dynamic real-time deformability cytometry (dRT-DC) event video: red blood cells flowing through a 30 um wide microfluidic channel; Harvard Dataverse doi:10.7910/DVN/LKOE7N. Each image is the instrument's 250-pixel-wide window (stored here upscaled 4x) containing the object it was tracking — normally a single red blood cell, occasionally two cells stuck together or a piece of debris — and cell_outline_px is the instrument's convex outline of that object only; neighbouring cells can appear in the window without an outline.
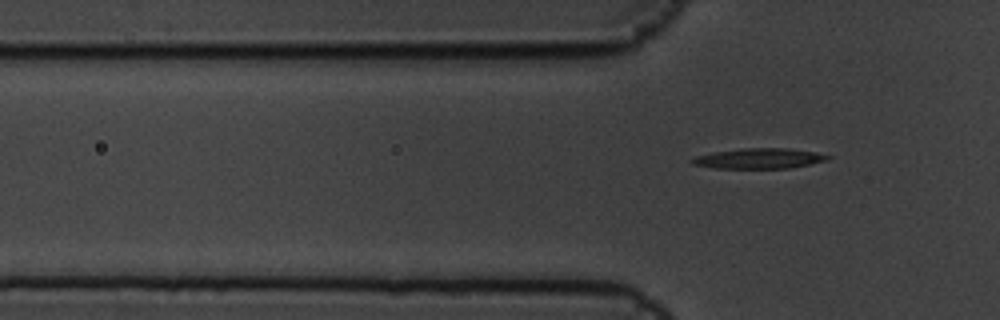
{"species": "common noctule bat (a hibernating species)", "species_latin": "Nyctalus noctula", "temperature_condition": "cold", "stored_images_in_passage": 4, "segment_of_instrument_passage": [2, 2], "camera_frame_rate_fps": 3000, "um_per_image_px": 0.085, "animal": {"sex": "male", "body_mass_g": 19.5, "forearm_length_mm": 54.6}, "frame": {"image": 1, "passage_image": 4, "time_ms": 1.0, "image_size_px": [1000, 320], "cell_outline_px": [[832, 156], [824, 160], [808, 164], [788, 168], [716, 168], [692, 164], [688, 160], [696, 156], [716, 152], [744, 148], [788, 148], [816, 152]], "centroid_in_image_um": [64.49, 13.46], "position_along_channel_um": 61.3, "area_um2": 15.78}}